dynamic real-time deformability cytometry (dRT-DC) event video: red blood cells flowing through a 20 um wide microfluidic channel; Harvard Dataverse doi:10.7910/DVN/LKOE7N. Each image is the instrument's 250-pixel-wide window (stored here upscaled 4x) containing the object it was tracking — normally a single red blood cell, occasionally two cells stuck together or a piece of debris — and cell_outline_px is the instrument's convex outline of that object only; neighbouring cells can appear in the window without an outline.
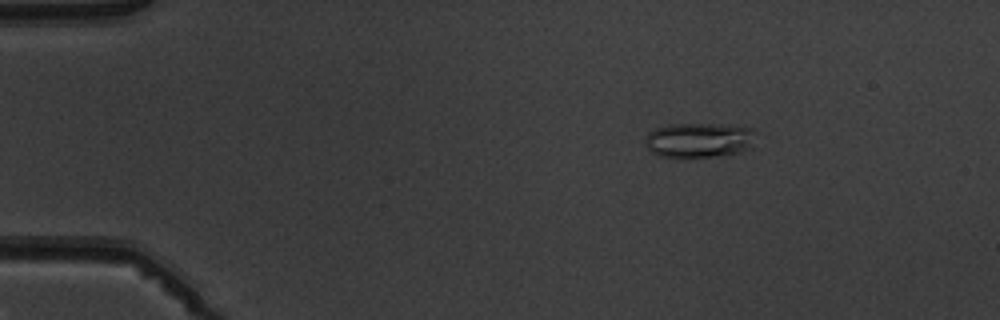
{"species": "common noctule bat (a hibernating species)", "species_latin": "Nyctalus noctula", "temperature_condition": "warm", "stored_images_in_passage": 5, "camera_frame_rate_fps": 3000, "um_per_image_px": 0.085, "animal": {"sex": "male", "body_mass_g": 19.5, "forearm_length_mm": 54.6}, "frame": {"image": 1, "passage_image": 3, "time_ms": 2.333, "image_size_px": [1000, 320], "cell_outline_px": [[752, 132], [744, 148], [736, 152], [712, 156], [660, 156], [652, 152], [644, 144], [644, 140], [648, 132], [656, 128], [668, 124], [720, 124], [752, 128]], "centroid_in_image_um": [59.24, 11.88], "position_along_channel_um": 25.8, "area_um2": 21.44}}